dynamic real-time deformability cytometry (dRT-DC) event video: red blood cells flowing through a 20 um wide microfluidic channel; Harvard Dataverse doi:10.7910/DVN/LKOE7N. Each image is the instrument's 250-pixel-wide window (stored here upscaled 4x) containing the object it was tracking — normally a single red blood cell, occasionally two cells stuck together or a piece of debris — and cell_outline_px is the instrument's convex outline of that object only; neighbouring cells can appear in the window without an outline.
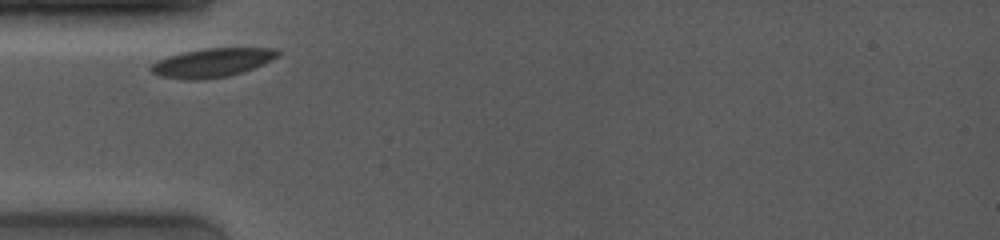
{"species": "common noctule bat (a hibernating species)", "species_latin": "Nyctalus noctula", "temperature_condition": "room temperature", "stored_images_in_passage": 3, "camera_frame_rate_fps": 4000, "um_per_image_px": 0.085, "animal": {"sex": "female", "body_mass_g": 19.0, "forearm_length_mm": 53.3}, "frame": {"image": 1, "passage_image": 1, "time_ms": 0.0, "image_size_px": [1000, 240], "cell_outline_px": [[280, 56], [272, 60], [252, 68], [228, 76], [192, 80], [188, 80], [160, 76], [152, 72], [148, 68], [156, 60], [180, 52], [204, 48], [276, 48], [280, 52]], "centroid_in_image_um": [18.01, 5.31], "position_along_channel_um": 67.0, "area_um2": 21.27}}